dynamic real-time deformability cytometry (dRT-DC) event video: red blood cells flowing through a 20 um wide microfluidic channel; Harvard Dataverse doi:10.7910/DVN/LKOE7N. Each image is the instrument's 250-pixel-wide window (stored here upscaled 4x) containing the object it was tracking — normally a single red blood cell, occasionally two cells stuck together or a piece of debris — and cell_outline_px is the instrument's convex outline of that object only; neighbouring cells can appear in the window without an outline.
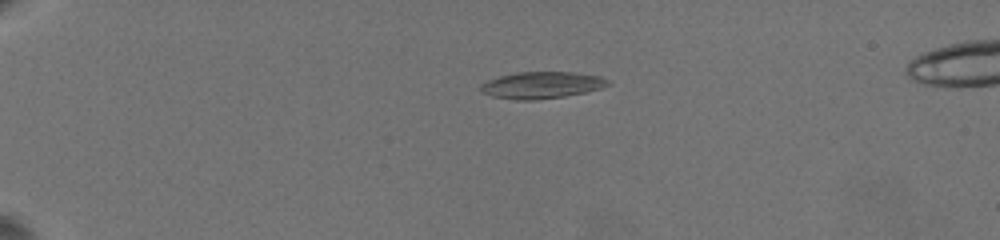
{"species": "common noctule bat (a hibernating species)", "species_latin": "Nyctalus noctula", "temperature_condition": "warm", "stored_images_in_passage": 35, "camera_frame_rate_fps": 3000, "um_per_image_px": 0.085, "animal": {"sex": "female", "body_mass_g": 19.5, "forearm_length_mm": 54.1}, "frame": {"image": 1, "passage_image": 1, "time_ms": 0.0, "image_size_px": [1000, 240], "cell_outline_px": [[608, 84], [600, 88], [584, 92], [564, 96], [532, 100], [516, 100], [492, 96], [484, 92], [480, 88], [480, 84], [488, 80], [500, 76], [520, 72], [572, 72], [600, 76], [608, 80]], "centroid_in_image_um": [46.02, 7.23], "position_along_channel_um": 39.0, "area_um2": 19.48}}
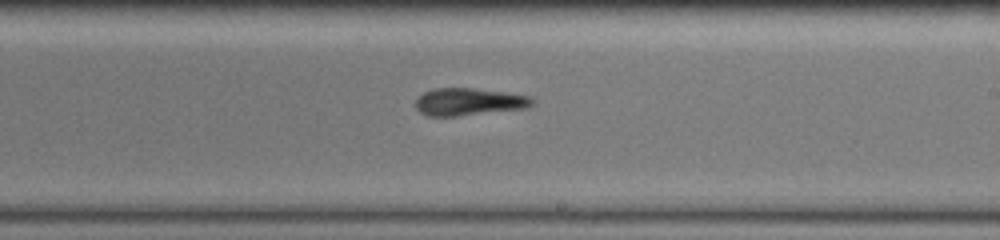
{"frame": {"image": 2, "passage_image": 20, "time_ms": 8.0, "image_size_px": [1000, 240], "cell_outline_px": [[532, 104], [524, 108], [456, 116], [428, 116], [420, 112], [416, 108], [416, 100], [424, 92], [436, 88], [472, 88], [504, 92], [528, 96], [532, 100]], "centroid_in_image_um": [39.79, 8.65], "position_along_channel_um": 249.2, "area_um2": 18.21}}
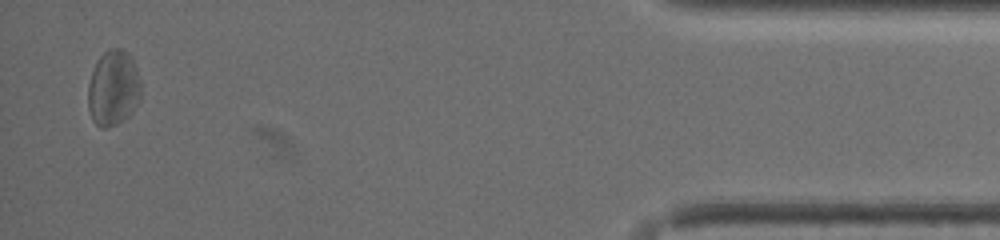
{"frame": {"image": 3, "passage_image": 35, "time_ms": 14.667, "image_size_px": [1000, 240], "cell_outline_px": [[140, 100], [132, 112], [124, 120], [108, 128], [100, 128], [92, 120], [88, 108], [88, 84], [92, 72], [100, 56], [108, 48], [124, 48], [132, 56], [140, 80]], "centroid_in_image_um": [9.63, 7.49], "position_along_channel_um": 425.6, "area_um2": 23.58}, "authors_computed_cell_mechanics": {"area_um2": 19.1896, "velocity_mm_per_s": 3.5846, "shape_relaxation_time_tau1_ms": 7.8308, "shape_relaxation_time_tau2_ms": 1.794, "deformation_change_tau1": 0.1606, "deformation_change_tau2": 0.1116}}